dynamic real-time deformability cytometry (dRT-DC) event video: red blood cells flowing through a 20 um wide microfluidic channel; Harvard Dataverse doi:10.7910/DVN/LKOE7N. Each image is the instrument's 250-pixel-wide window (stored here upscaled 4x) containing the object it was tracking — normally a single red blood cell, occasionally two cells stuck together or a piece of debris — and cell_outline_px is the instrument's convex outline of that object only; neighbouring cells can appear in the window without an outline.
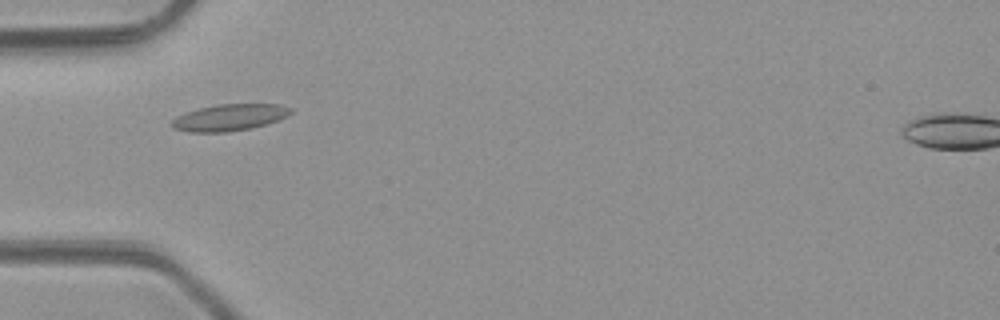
{"species": "common noctule bat (a hibernating species)", "species_latin": "Nyctalus noctula", "temperature_condition": "room temperature", "stored_images_in_passage": 2, "camera_frame_rate_fps": 3000, "um_per_image_px": 0.085, "animal": {"sex": "male", "body_mass_g": 23.1, "forearm_length_mm": 52.7}, "frame": {"image": 1, "passage_image": 1, "time_ms": 0.0, "image_size_px": [1000, 320], "cell_outline_px": [[292, 112], [288, 116], [252, 128], [224, 132], [188, 132], [172, 128], [168, 124], [176, 116], [200, 108], [216, 104], [280, 104], [292, 108]], "centroid_in_image_um": [19.47, 9.98], "position_along_channel_um": 65.5, "area_um2": 18.44}}
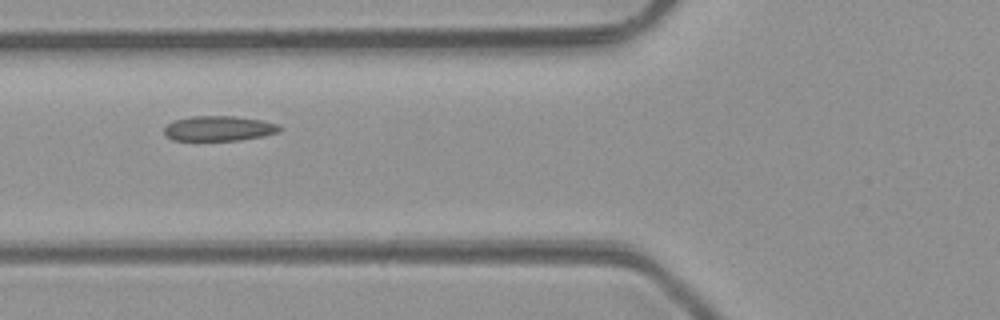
{"frame": {"image": 2, "passage_image": 2, "time_ms": 1.0, "image_size_px": [1000, 320], "cell_outline_px": [[280, 132], [264, 136], [240, 140], [172, 140], [164, 132], [164, 128], [172, 120], [192, 116], [232, 116], [260, 120], [276, 124], [280, 128]], "centroid_in_image_um": [18.58, 10.92], "position_along_channel_um": 107.2, "area_um2": 16.7}}